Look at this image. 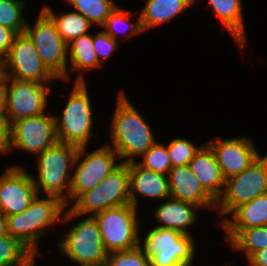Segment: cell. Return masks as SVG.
Here are the masks:
<instances>
[{"label": "cell", "mask_w": 267, "mask_h": 266, "mask_svg": "<svg viewBox=\"0 0 267 266\" xmlns=\"http://www.w3.org/2000/svg\"><path fill=\"white\" fill-rule=\"evenodd\" d=\"M267 193V154L259 155L242 173L230 177L217 201L220 225L240 205ZM223 217V218H222Z\"/></svg>", "instance_id": "9"}, {"label": "cell", "mask_w": 267, "mask_h": 266, "mask_svg": "<svg viewBox=\"0 0 267 266\" xmlns=\"http://www.w3.org/2000/svg\"><path fill=\"white\" fill-rule=\"evenodd\" d=\"M6 113V77L0 73V115Z\"/></svg>", "instance_id": "38"}, {"label": "cell", "mask_w": 267, "mask_h": 266, "mask_svg": "<svg viewBox=\"0 0 267 266\" xmlns=\"http://www.w3.org/2000/svg\"><path fill=\"white\" fill-rule=\"evenodd\" d=\"M93 25L102 27L118 4L114 0H65Z\"/></svg>", "instance_id": "29"}, {"label": "cell", "mask_w": 267, "mask_h": 266, "mask_svg": "<svg viewBox=\"0 0 267 266\" xmlns=\"http://www.w3.org/2000/svg\"><path fill=\"white\" fill-rule=\"evenodd\" d=\"M215 17L219 18L223 28L231 34L240 50L246 45L247 36L244 23L243 0H208ZM197 3V0H194Z\"/></svg>", "instance_id": "22"}, {"label": "cell", "mask_w": 267, "mask_h": 266, "mask_svg": "<svg viewBox=\"0 0 267 266\" xmlns=\"http://www.w3.org/2000/svg\"><path fill=\"white\" fill-rule=\"evenodd\" d=\"M28 5L24 0H0V25L14 30L17 34L26 31L27 16H23Z\"/></svg>", "instance_id": "30"}, {"label": "cell", "mask_w": 267, "mask_h": 266, "mask_svg": "<svg viewBox=\"0 0 267 266\" xmlns=\"http://www.w3.org/2000/svg\"><path fill=\"white\" fill-rule=\"evenodd\" d=\"M143 236L140 246L150 257L152 266H192L197 257L196 241L192 235L155 226Z\"/></svg>", "instance_id": "6"}, {"label": "cell", "mask_w": 267, "mask_h": 266, "mask_svg": "<svg viewBox=\"0 0 267 266\" xmlns=\"http://www.w3.org/2000/svg\"><path fill=\"white\" fill-rule=\"evenodd\" d=\"M219 227L222 229H248L267 226V193L238 206Z\"/></svg>", "instance_id": "24"}, {"label": "cell", "mask_w": 267, "mask_h": 266, "mask_svg": "<svg viewBox=\"0 0 267 266\" xmlns=\"http://www.w3.org/2000/svg\"><path fill=\"white\" fill-rule=\"evenodd\" d=\"M188 166L204 189L218 201L224 192L226 180L222 175L214 151L206 142L191 159Z\"/></svg>", "instance_id": "19"}, {"label": "cell", "mask_w": 267, "mask_h": 266, "mask_svg": "<svg viewBox=\"0 0 267 266\" xmlns=\"http://www.w3.org/2000/svg\"><path fill=\"white\" fill-rule=\"evenodd\" d=\"M69 207L80 216H94L109 208L131 204L129 162H121L93 189L80 194Z\"/></svg>", "instance_id": "7"}, {"label": "cell", "mask_w": 267, "mask_h": 266, "mask_svg": "<svg viewBox=\"0 0 267 266\" xmlns=\"http://www.w3.org/2000/svg\"><path fill=\"white\" fill-rule=\"evenodd\" d=\"M36 258L17 238L0 237V266H35Z\"/></svg>", "instance_id": "28"}, {"label": "cell", "mask_w": 267, "mask_h": 266, "mask_svg": "<svg viewBox=\"0 0 267 266\" xmlns=\"http://www.w3.org/2000/svg\"><path fill=\"white\" fill-rule=\"evenodd\" d=\"M1 73L6 78L38 83L58 80L42 63L32 40L26 33L18 34L8 54L0 62Z\"/></svg>", "instance_id": "12"}, {"label": "cell", "mask_w": 267, "mask_h": 266, "mask_svg": "<svg viewBox=\"0 0 267 266\" xmlns=\"http://www.w3.org/2000/svg\"><path fill=\"white\" fill-rule=\"evenodd\" d=\"M130 202L139 207V196L156 200L170 197L168 175L141 167L136 161L129 162Z\"/></svg>", "instance_id": "18"}, {"label": "cell", "mask_w": 267, "mask_h": 266, "mask_svg": "<svg viewBox=\"0 0 267 266\" xmlns=\"http://www.w3.org/2000/svg\"><path fill=\"white\" fill-rule=\"evenodd\" d=\"M140 12L144 32L166 23L193 6L194 0H145Z\"/></svg>", "instance_id": "23"}, {"label": "cell", "mask_w": 267, "mask_h": 266, "mask_svg": "<svg viewBox=\"0 0 267 266\" xmlns=\"http://www.w3.org/2000/svg\"><path fill=\"white\" fill-rule=\"evenodd\" d=\"M206 143L214 151L225 180L242 173L261 154L247 136L226 139L217 136Z\"/></svg>", "instance_id": "16"}, {"label": "cell", "mask_w": 267, "mask_h": 266, "mask_svg": "<svg viewBox=\"0 0 267 266\" xmlns=\"http://www.w3.org/2000/svg\"><path fill=\"white\" fill-rule=\"evenodd\" d=\"M7 235V216L0 210V237Z\"/></svg>", "instance_id": "39"}, {"label": "cell", "mask_w": 267, "mask_h": 266, "mask_svg": "<svg viewBox=\"0 0 267 266\" xmlns=\"http://www.w3.org/2000/svg\"><path fill=\"white\" fill-rule=\"evenodd\" d=\"M11 153L10 124L5 115H0V154Z\"/></svg>", "instance_id": "35"}, {"label": "cell", "mask_w": 267, "mask_h": 266, "mask_svg": "<svg viewBox=\"0 0 267 266\" xmlns=\"http://www.w3.org/2000/svg\"><path fill=\"white\" fill-rule=\"evenodd\" d=\"M41 196L37 195L23 212L7 217L8 234L17 238L37 257L40 255L39 241L49 233V228L62 222L66 209L60 198Z\"/></svg>", "instance_id": "2"}, {"label": "cell", "mask_w": 267, "mask_h": 266, "mask_svg": "<svg viewBox=\"0 0 267 266\" xmlns=\"http://www.w3.org/2000/svg\"><path fill=\"white\" fill-rule=\"evenodd\" d=\"M104 144L91 152L87 146L79 147L73 166L69 206L80 194L99 185L121 163L115 150Z\"/></svg>", "instance_id": "10"}, {"label": "cell", "mask_w": 267, "mask_h": 266, "mask_svg": "<svg viewBox=\"0 0 267 266\" xmlns=\"http://www.w3.org/2000/svg\"><path fill=\"white\" fill-rule=\"evenodd\" d=\"M34 25L27 23L25 33L32 40L42 63L60 81L67 83V43L52 19L41 9Z\"/></svg>", "instance_id": "11"}, {"label": "cell", "mask_w": 267, "mask_h": 266, "mask_svg": "<svg viewBox=\"0 0 267 266\" xmlns=\"http://www.w3.org/2000/svg\"><path fill=\"white\" fill-rule=\"evenodd\" d=\"M79 147L57 142L37 159V176L31 173L38 195L55 196L69 207L73 166Z\"/></svg>", "instance_id": "4"}, {"label": "cell", "mask_w": 267, "mask_h": 266, "mask_svg": "<svg viewBox=\"0 0 267 266\" xmlns=\"http://www.w3.org/2000/svg\"><path fill=\"white\" fill-rule=\"evenodd\" d=\"M17 35L14 30L0 25V62L8 54Z\"/></svg>", "instance_id": "36"}, {"label": "cell", "mask_w": 267, "mask_h": 266, "mask_svg": "<svg viewBox=\"0 0 267 266\" xmlns=\"http://www.w3.org/2000/svg\"><path fill=\"white\" fill-rule=\"evenodd\" d=\"M41 9L52 19L57 31L67 44L73 39L87 34L90 31L89 29L94 26L82 14L74 11V9L58 14L54 13V10L48 4H44Z\"/></svg>", "instance_id": "26"}, {"label": "cell", "mask_w": 267, "mask_h": 266, "mask_svg": "<svg viewBox=\"0 0 267 266\" xmlns=\"http://www.w3.org/2000/svg\"><path fill=\"white\" fill-rule=\"evenodd\" d=\"M203 145L204 144H198L197 146L195 142L193 143L186 137H176L168 142L166 146L172 167L188 165Z\"/></svg>", "instance_id": "32"}, {"label": "cell", "mask_w": 267, "mask_h": 266, "mask_svg": "<svg viewBox=\"0 0 267 266\" xmlns=\"http://www.w3.org/2000/svg\"><path fill=\"white\" fill-rule=\"evenodd\" d=\"M247 266H267V248L253 253L247 259Z\"/></svg>", "instance_id": "37"}, {"label": "cell", "mask_w": 267, "mask_h": 266, "mask_svg": "<svg viewBox=\"0 0 267 266\" xmlns=\"http://www.w3.org/2000/svg\"><path fill=\"white\" fill-rule=\"evenodd\" d=\"M104 266H152L151 259L139 245L133 249L108 253Z\"/></svg>", "instance_id": "33"}, {"label": "cell", "mask_w": 267, "mask_h": 266, "mask_svg": "<svg viewBox=\"0 0 267 266\" xmlns=\"http://www.w3.org/2000/svg\"><path fill=\"white\" fill-rule=\"evenodd\" d=\"M141 161H136L141 167L168 175L172 167L167 146L158 141L141 156Z\"/></svg>", "instance_id": "31"}, {"label": "cell", "mask_w": 267, "mask_h": 266, "mask_svg": "<svg viewBox=\"0 0 267 266\" xmlns=\"http://www.w3.org/2000/svg\"><path fill=\"white\" fill-rule=\"evenodd\" d=\"M79 266H104V265H89V264H79Z\"/></svg>", "instance_id": "40"}, {"label": "cell", "mask_w": 267, "mask_h": 266, "mask_svg": "<svg viewBox=\"0 0 267 266\" xmlns=\"http://www.w3.org/2000/svg\"><path fill=\"white\" fill-rule=\"evenodd\" d=\"M119 42L109 36L103 29L93 34V48L101 65L110 59L119 48Z\"/></svg>", "instance_id": "34"}, {"label": "cell", "mask_w": 267, "mask_h": 266, "mask_svg": "<svg viewBox=\"0 0 267 266\" xmlns=\"http://www.w3.org/2000/svg\"><path fill=\"white\" fill-rule=\"evenodd\" d=\"M68 61H67V83L72 79V74L76 71L74 82H87L84 72L101 69L102 65L97 59L93 48V34L90 32L73 39L67 44ZM71 71V72H70ZM72 73V74H70Z\"/></svg>", "instance_id": "21"}, {"label": "cell", "mask_w": 267, "mask_h": 266, "mask_svg": "<svg viewBox=\"0 0 267 266\" xmlns=\"http://www.w3.org/2000/svg\"><path fill=\"white\" fill-rule=\"evenodd\" d=\"M153 210L154 217L158 222L156 227L175 229L184 234H189L188 227L198 221L197 211L200 209L190 203L169 197L161 202ZM197 210V211H196Z\"/></svg>", "instance_id": "20"}, {"label": "cell", "mask_w": 267, "mask_h": 266, "mask_svg": "<svg viewBox=\"0 0 267 266\" xmlns=\"http://www.w3.org/2000/svg\"><path fill=\"white\" fill-rule=\"evenodd\" d=\"M11 153L15 149L39 155L58 142L54 114L45 112L15 121L10 126Z\"/></svg>", "instance_id": "14"}, {"label": "cell", "mask_w": 267, "mask_h": 266, "mask_svg": "<svg viewBox=\"0 0 267 266\" xmlns=\"http://www.w3.org/2000/svg\"><path fill=\"white\" fill-rule=\"evenodd\" d=\"M86 82H73L63 112L55 115L56 132L59 142L88 146L94 128L93 107Z\"/></svg>", "instance_id": "5"}, {"label": "cell", "mask_w": 267, "mask_h": 266, "mask_svg": "<svg viewBox=\"0 0 267 266\" xmlns=\"http://www.w3.org/2000/svg\"><path fill=\"white\" fill-rule=\"evenodd\" d=\"M222 230L230 249L244 253L246 260L256 251L267 248V226Z\"/></svg>", "instance_id": "25"}, {"label": "cell", "mask_w": 267, "mask_h": 266, "mask_svg": "<svg viewBox=\"0 0 267 266\" xmlns=\"http://www.w3.org/2000/svg\"><path fill=\"white\" fill-rule=\"evenodd\" d=\"M82 217V221L69 227L56 243L58 251L74 264L104 265L108 252L106 251L98 223L94 216H80L66 207L61 224ZM85 218V219H84Z\"/></svg>", "instance_id": "3"}, {"label": "cell", "mask_w": 267, "mask_h": 266, "mask_svg": "<svg viewBox=\"0 0 267 266\" xmlns=\"http://www.w3.org/2000/svg\"><path fill=\"white\" fill-rule=\"evenodd\" d=\"M49 84L6 78L5 116L10 126L20 119L48 112Z\"/></svg>", "instance_id": "13"}, {"label": "cell", "mask_w": 267, "mask_h": 266, "mask_svg": "<svg viewBox=\"0 0 267 266\" xmlns=\"http://www.w3.org/2000/svg\"><path fill=\"white\" fill-rule=\"evenodd\" d=\"M138 211L132 204H127L94 215L108 253L129 250L140 245L142 227Z\"/></svg>", "instance_id": "8"}, {"label": "cell", "mask_w": 267, "mask_h": 266, "mask_svg": "<svg viewBox=\"0 0 267 266\" xmlns=\"http://www.w3.org/2000/svg\"><path fill=\"white\" fill-rule=\"evenodd\" d=\"M170 197L199 209H217V201L204 189L188 165L173 166L168 172Z\"/></svg>", "instance_id": "17"}, {"label": "cell", "mask_w": 267, "mask_h": 266, "mask_svg": "<svg viewBox=\"0 0 267 266\" xmlns=\"http://www.w3.org/2000/svg\"><path fill=\"white\" fill-rule=\"evenodd\" d=\"M126 92L117 94L115 110L110 122L111 146L118 154L121 162L136 161L158 140L150 125L136 107L131 104Z\"/></svg>", "instance_id": "1"}, {"label": "cell", "mask_w": 267, "mask_h": 266, "mask_svg": "<svg viewBox=\"0 0 267 266\" xmlns=\"http://www.w3.org/2000/svg\"><path fill=\"white\" fill-rule=\"evenodd\" d=\"M136 14V11H134L132 14L131 10H125L121 6L117 5L116 8L107 17L105 24L101 28L118 42L120 33H122V35H125V37H128V39L140 34L141 32L144 33L140 15L138 16V18L136 16V21L134 22ZM131 21H133L134 23Z\"/></svg>", "instance_id": "27"}, {"label": "cell", "mask_w": 267, "mask_h": 266, "mask_svg": "<svg viewBox=\"0 0 267 266\" xmlns=\"http://www.w3.org/2000/svg\"><path fill=\"white\" fill-rule=\"evenodd\" d=\"M0 175V210L8 217L26 210L38 195L31 172L10 165Z\"/></svg>", "instance_id": "15"}]
</instances>
